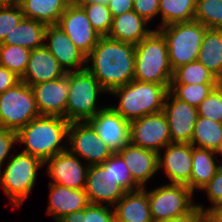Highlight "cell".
Wrapping results in <instances>:
<instances>
[{
  "mask_svg": "<svg viewBox=\"0 0 222 222\" xmlns=\"http://www.w3.org/2000/svg\"><path fill=\"white\" fill-rule=\"evenodd\" d=\"M85 68L109 93L134 79L135 45L101 36L97 45L86 56Z\"/></svg>",
  "mask_w": 222,
  "mask_h": 222,
  "instance_id": "6da1fadb",
  "label": "cell"
},
{
  "mask_svg": "<svg viewBox=\"0 0 222 222\" xmlns=\"http://www.w3.org/2000/svg\"><path fill=\"white\" fill-rule=\"evenodd\" d=\"M69 124L63 117L40 115L17 132V143L25 144L23 152L44 163L67 150V145H61V142L67 140Z\"/></svg>",
  "mask_w": 222,
  "mask_h": 222,
  "instance_id": "7a4b0ae2",
  "label": "cell"
},
{
  "mask_svg": "<svg viewBox=\"0 0 222 222\" xmlns=\"http://www.w3.org/2000/svg\"><path fill=\"white\" fill-rule=\"evenodd\" d=\"M169 89L160 84L132 80L116 87L109 95L119 97L118 106H110L124 119L133 121L143 116L163 111Z\"/></svg>",
  "mask_w": 222,
  "mask_h": 222,
  "instance_id": "3957f363",
  "label": "cell"
},
{
  "mask_svg": "<svg viewBox=\"0 0 222 222\" xmlns=\"http://www.w3.org/2000/svg\"><path fill=\"white\" fill-rule=\"evenodd\" d=\"M172 78L167 43L154 29L135 45L134 80L164 85L169 89Z\"/></svg>",
  "mask_w": 222,
  "mask_h": 222,
  "instance_id": "277c9868",
  "label": "cell"
},
{
  "mask_svg": "<svg viewBox=\"0 0 222 222\" xmlns=\"http://www.w3.org/2000/svg\"><path fill=\"white\" fill-rule=\"evenodd\" d=\"M207 29L195 20L157 28L167 43L169 62L173 71L182 65L197 60Z\"/></svg>",
  "mask_w": 222,
  "mask_h": 222,
  "instance_id": "5b68a950",
  "label": "cell"
},
{
  "mask_svg": "<svg viewBox=\"0 0 222 222\" xmlns=\"http://www.w3.org/2000/svg\"><path fill=\"white\" fill-rule=\"evenodd\" d=\"M69 80V94L66 104V120L72 122L89 121L98 111V95L107 93L99 81L85 68L79 71L66 72Z\"/></svg>",
  "mask_w": 222,
  "mask_h": 222,
  "instance_id": "8992f818",
  "label": "cell"
},
{
  "mask_svg": "<svg viewBox=\"0 0 222 222\" xmlns=\"http://www.w3.org/2000/svg\"><path fill=\"white\" fill-rule=\"evenodd\" d=\"M42 167L44 163L39 158L22 151L9 158L3 173L0 170V185L13 208L22 206L32 192L37 172Z\"/></svg>",
  "mask_w": 222,
  "mask_h": 222,
  "instance_id": "52a82bcc",
  "label": "cell"
},
{
  "mask_svg": "<svg viewBox=\"0 0 222 222\" xmlns=\"http://www.w3.org/2000/svg\"><path fill=\"white\" fill-rule=\"evenodd\" d=\"M40 116L32 89L20 81L0 94V127L18 132Z\"/></svg>",
  "mask_w": 222,
  "mask_h": 222,
  "instance_id": "ba28073f",
  "label": "cell"
},
{
  "mask_svg": "<svg viewBox=\"0 0 222 222\" xmlns=\"http://www.w3.org/2000/svg\"><path fill=\"white\" fill-rule=\"evenodd\" d=\"M194 193L187 185L165 184L147 191L153 222L169 220L189 213L196 204Z\"/></svg>",
  "mask_w": 222,
  "mask_h": 222,
  "instance_id": "9c48e42d",
  "label": "cell"
},
{
  "mask_svg": "<svg viewBox=\"0 0 222 222\" xmlns=\"http://www.w3.org/2000/svg\"><path fill=\"white\" fill-rule=\"evenodd\" d=\"M67 139V150L86 160L88 166L100 165L114 154L88 121L70 123Z\"/></svg>",
  "mask_w": 222,
  "mask_h": 222,
  "instance_id": "30bf717a",
  "label": "cell"
},
{
  "mask_svg": "<svg viewBox=\"0 0 222 222\" xmlns=\"http://www.w3.org/2000/svg\"><path fill=\"white\" fill-rule=\"evenodd\" d=\"M130 143L157 154L172 143L163 111L130 121Z\"/></svg>",
  "mask_w": 222,
  "mask_h": 222,
  "instance_id": "8fae6325",
  "label": "cell"
},
{
  "mask_svg": "<svg viewBox=\"0 0 222 222\" xmlns=\"http://www.w3.org/2000/svg\"><path fill=\"white\" fill-rule=\"evenodd\" d=\"M84 191L90 204L103 205L106 203L109 207H114L124 196L126 191L111 174V157L100 165L88 167Z\"/></svg>",
  "mask_w": 222,
  "mask_h": 222,
  "instance_id": "7c38bea8",
  "label": "cell"
},
{
  "mask_svg": "<svg viewBox=\"0 0 222 222\" xmlns=\"http://www.w3.org/2000/svg\"><path fill=\"white\" fill-rule=\"evenodd\" d=\"M57 25L85 56L93 50L101 37L80 5L69 4Z\"/></svg>",
  "mask_w": 222,
  "mask_h": 222,
  "instance_id": "4fadbf2b",
  "label": "cell"
},
{
  "mask_svg": "<svg viewBox=\"0 0 222 222\" xmlns=\"http://www.w3.org/2000/svg\"><path fill=\"white\" fill-rule=\"evenodd\" d=\"M163 113L167 118L171 142L190 143L199 117L197 108L176 98L168 91Z\"/></svg>",
  "mask_w": 222,
  "mask_h": 222,
  "instance_id": "5bb4252c",
  "label": "cell"
},
{
  "mask_svg": "<svg viewBox=\"0 0 222 222\" xmlns=\"http://www.w3.org/2000/svg\"><path fill=\"white\" fill-rule=\"evenodd\" d=\"M88 122L113 153H118L130 143V121L110 106L98 111Z\"/></svg>",
  "mask_w": 222,
  "mask_h": 222,
  "instance_id": "9a60e30c",
  "label": "cell"
},
{
  "mask_svg": "<svg viewBox=\"0 0 222 222\" xmlns=\"http://www.w3.org/2000/svg\"><path fill=\"white\" fill-rule=\"evenodd\" d=\"M78 156L68 150L60 152L46 160L47 175L52 178L51 183H57L70 189L85 188L88 165L82 164Z\"/></svg>",
  "mask_w": 222,
  "mask_h": 222,
  "instance_id": "2e32d148",
  "label": "cell"
},
{
  "mask_svg": "<svg viewBox=\"0 0 222 222\" xmlns=\"http://www.w3.org/2000/svg\"><path fill=\"white\" fill-rule=\"evenodd\" d=\"M191 143H170L164 148V154L158 153V170L164 169L170 184H183L190 188L192 169Z\"/></svg>",
  "mask_w": 222,
  "mask_h": 222,
  "instance_id": "e0dca14e",
  "label": "cell"
},
{
  "mask_svg": "<svg viewBox=\"0 0 222 222\" xmlns=\"http://www.w3.org/2000/svg\"><path fill=\"white\" fill-rule=\"evenodd\" d=\"M40 115L66 119L69 80L66 74L58 79L30 86Z\"/></svg>",
  "mask_w": 222,
  "mask_h": 222,
  "instance_id": "ac0fdd59",
  "label": "cell"
},
{
  "mask_svg": "<svg viewBox=\"0 0 222 222\" xmlns=\"http://www.w3.org/2000/svg\"><path fill=\"white\" fill-rule=\"evenodd\" d=\"M44 43L46 48L57 59L65 72L83 70L86 67V56L74 45L68 35L58 26H47ZM82 66V67H81ZM81 68V69H80Z\"/></svg>",
  "mask_w": 222,
  "mask_h": 222,
  "instance_id": "d6986e66",
  "label": "cell"
},
{
  "mask_svg": "<svg viewBox=\"0 0 222 222\" xmlns=\"http://www.w3.org/2000/svg\"><path fill=\"white\" fill-rule=\"evenodd\" d=\"M65 74V70L44 45L43 47L31 50L26 71L20 80L32 86L58 79Z\"/></svg>",
  "mask_w": 222,
  "mask_h": 222,
  "instance_id": "ffe728a7",
  "label": "cell"
},
{
  "mask_svg": "<svg viewBox=\"0 0 222 222\" xmlns=\"http://www.w3.org/2000/svg\"><path fill=\"white\" fill-rule=\"evenodd\" d=\"M118 154L123 158L133 180L141 187L158 171V154L129 143Z\"/></svg>",
  "mask_w": 222,
  "mask_h": 222,
  "instance_id": "44dd1931",
  "label": "cell"
},
{
  "mask_svg": "<svg viewBox=\"0 0 222 222\" xmlns=\"http://www.w3.org/2000/svg\"><path fill=\"white\" fill-rule=\"evenodd\" d=\"M49 205L47 213L58 222L65 215L85 209L89 199L84 189L75 190L57 183H49Z\"/></svg>",
  "mask_w": 222,
  "mask_h": 222,
  "instance_id": "7402d4cb",
  "label": "cell"
},
{
  "mask_svg": "<svg viewBox=\"0 0 222 222\" xmlns=\"http://www.w3.org/2000/svg\"><path fill=\"white\" fill-rule=\"evenodd\" d=\"M113 208L116 222H153L146 187L126 192Z\"/></svg>",
  "mask_w": 222,
  "mask_h": 222,
  "instance_id": "603a6c76",
  "label": "cell"
},
{
  "mask_svg": "<svg viewBox=\"0 0 222 222\" xmlns=\"http://www.w3.org/2000/svg\"><path fill=\"white\" fill-rule=\"evenodd\" d=\"M147 22L134 10L118 15L113 18L111 29L107 37L125 43L137 45L153 30L149 29Z\"/></svg>",
  "mask_w": 222,
  "mask_h": 222,
  "instance_id": "cb8c5ba5",
  "label": "cell"
},
{
  "mask_svg": "<svg viewBox=\"0 0 222 222\" xmlns=\"http://www.w3.org/2000/svg\"><path fill=\"white\" fill-rule=\"evenodd\" d=\"M17 3L25 18L46 26L57 25L69 5L68 0H19Z\"/></svg>",
  "mask_w": 222,
  "mask_h": 222,
  "instance_id": "d4e9b609",
  "label": "cell"
},
{
  "mask_svg": "<svg viewBox=\"0 0 222 222\" xmlns=\"http://www.w3.org/2000/svg\"><path fill=\"white\" fill-rule=\"evenodd\" d=\"M46 27L39 21L23 17L0 44L19 45L29 50L43 47Z\"/></svg>",
  "mask_w": 222,
  "mask_h": 222,
  "instance_id": "484cf974",
  "label": "cell"
},
{
  "mask_svg": "<svg viewBox=\"0 0 222 222\" xmlns=\"http://www.w3.org/2000/svg\"><path fill=\"white\" fill-rule=\"evenodd\" d=\"M214 156L218 157L215 151L193 146L190 178L193 193L196 189L201 190L215 176L219 164L215 162Z\"/></svg>",
  "mask_w": 222,
  "mask_h": 222,
  "instance_id": "4316f807",
  "label": "cell"
},
{
  "mask_svg": "<svg viewBox=\"0 0 222 222\" xmlns=\"http://www.w3.org/2000/svg\"><path fill=\"white\" fill-rule=\"evenodd\" d=\"M197 60L217 79L222 74V29H207Z\"/></svg>",
  "mask_w": 222,
  "mask_h": 222,
  "instance_id": "83f0119b",
  "label": "cell"
},
{
  "mask_svg": "<svg viewBox=\"0 0 222 222\" xmlns=\"http://www.w3.org/2000/svg\"><path fill=\"white\" fill-rule=\"evenodd\" d=\"M197 0H159V14L162 17L157 28L194 20Z\"/></svg>",
  "mask_w": 222,
  "mask_h": 222,
  "instance_id": "f1b7e54d",
  "label": "cell"
},
{
  "mask_svg": "<svg viewBox=\"0 0 222 222\" xmlns=\"http://www.w3.org/2000/svg\"><path fill=\"white\" fill-rule=\"evenodd\" d=\"M190 143L216 152L222 144V123L198 117Z\"/></svg>",
  "mask_w": 222,
  "mask_h": 222,
  "instance_id": "f546056e",
  "label": "cell"
},
{
  "mask_svg": "<svg viewBox=\"0 0 222 222\" xmlns=\"http://www.w3.org/2000/svg\"><path fill=\"white\" fill-rule=\"evenodd\" d=\"M171 84H218V79L196 60L176 68Z\"/></svg>",
  "mask_w": 222,
  "mask_h": 222,
  "instance_id": "4dcf8cb0",
  "label": "cell"
},
{
  "mask_svg": "<svg viewBox=\"0 0 222 222\" xmlns=\"http://www.w3.org/2000/svg\"><path fill=\"white\" fill-rule=\"evenodd\" d=\"M31 50L19 45L0 44V66L22 77L26 71Z\"/></svg>",
  "mask_w": 222,
  "mask_h": 222,
  "instance_id": "1f68e13d",
  "label": "cell"
},
{
  "mask_svg": "<svg viewBox=\"0 0 222 222\" xmlns=\"http://www.w3.org/2000/svg\"><path fill=\"white\" fill-rule=\"evenodd\" d=\"M194 20L208 29H222V0H197Z\"/></svg>",
  "mask_w": 222,
  "mask_h": 222,
  "instance_id": "d6a6232c",
  "label": "cell"
},
{
  "mask_svg": "<svg viewBox=\"0 0 222 222\" xmlns=\"http://www.w3.org/2000/svg\"><path fill=\"white\" fill-rule=\"evenodd\" d=\"M217 85L218 84H170L169 91L176 98L197 108Z\"/></svg>",
  "mask_w": 222,
  "mask_h": 222,
  "instance_id": "836d02e7",
  "label": "cell"
},
{
  "mask_svg": "<svg viewBox=\"0 0 222 222\" xmlns=\"http://www.w3.org/2000/svg\"><path fill=\"white\" fill-rule=\"evenodd\" d=\"M80 6L84 9L93 28L101 36H107L113 21L108 6L106 4L88 1L80 4Z\"/></svg>",
  "mask_w": 222,
  "mask_h": 222,
  "instance_id": "e575fe53",
  "label": "cell"
},
{
  "mask_svg": "<svg viewBox=\"0 0 222 222\" xmlns=\"http://www.w3.org/2000/svg\"><path fill=\"white\" fill-rule=\"evenodd\" d=\"M197 110L199 117L222 123V86L218 84L198 105Z\"/></svg>",
  "mask_w": 222,
  "mask_h": 222,
  "instance_id": "d590c367",
  "label": "cell"
},
{
  "mask_svg": "<svg viewBox=\"0 0 222 222\" xmlns=\"http://www.w3.org/2000/svg\"><path fill=\"white\" fill-rule=\"evenodd\" d=\"M23 17L18 3L0 4V43L5 39V36L10 34L13 28L18 25Z\"/></svg>",
  "mask_w": 222,
  "mask_h": 222,
  "instance_id": "8d00e7d4",
  "label": "cell"
},
{
  "mask_svg": "<svg viewBox=\"0 0 222 222\" xmlns=\"http://www.w3.org/2000/svg\"><path fill=\"white\" fill-rule=\"evenodd\" d=\"M111 174L115 181L126 191L138 190L141 187L133 180L123 158L114 153L111 156Z\"/></svg>",
  "mask_w": 222,
  "mask_h": 222,
  "instance_id": "74e56055",
  "label": "cell"
},
{
  "mask_svg": "<svg viewBox=\"0 0 222 222\" xmlns=\"http://www.w3.org/2000/svg\"><path fill=\"white\" fill-rule=\"evenodd\" d=\"M84 222H116L112 207L89 204L84 209Z\"/></svg>",
  "mask_w": 222,
  "mask_h": 222,
  "instance_id": "f35d334b",
  "label": "cell"
},
{
  "mask_svg": "<svg viewBox=\"0 0 222 222\" xmlns=\"http://www.w3.org/2000/svg\"><path fill=\"white\" fill-rule=\"evenodd\" d=\"M201 190L207 193L211 207L222 205V164H219L215 176Z\"/></svg>",
  "mask_w": 222,
  "mask_h": 222,
  "instance_id": "ab89813d",
  "label": "cell"
},
{
  "mask_svg": "<svg viewBox=\"0 0 222 222\" xmlns=\"http://www.w3.org/2000/svg\"><path fill=\"white\" fill-rule=\"evenodd\" d=\"M133 10L150 22L159 14V0H133Z\"/></svg>",
  "mask_w": 222,
  "mask_h": 222,
  "instance_id": "60d3db41",
  "label": "cell"
},
{
  "mask_svg": "<svg viewBox=\"0 0 222 222\" xmlns=\"http://www.w3.org/2000/svg\"><path fill=\"white\" fill-rule=\"evenodd\" d=\"M15 143H17V132L0 127V170L5 159L12 156L9 152Z\"/></svg>",
  "mask_w": 222,
  "mask_h": 222,
  "instance_id": "b9f144b4",
  "label": "cell"
},
{
  "mask_svg": "<svg viewBox=\"0 0 222 222\" xmlns=\"http://www.w3.org/2000/svg\"><path fill=\"white\" fill-rule=\"evenodd\" d=\"M159 222H207V217L204 210L195 206L189 213L185 215L169 220H162Z\"/></svg>",
  "mask_w": 222,
  "mask_h": 222,
  "instance_id": "7bdbcfd3",
  "label": "cell"
},
{
  "mask_svg": "<svg viewBox=\"0 0 222 222\" xmlns=\"http://www.w3.org/2000/svg\"><path fill=\"white\" fill-rule=\"evenodd\" d=\"M20 77L5 67L0 66V94L19 83Z\"/></svg>",
  "mask_w": 222,
  "mask_h": 222,
  "instance_id": "ee69618b",
  "label": "cell"
},
{
  "mask_svg": "<svg viewBox=\"0 0 222 222\" xmlns=\"http://www.w3.org/2000/svg\"><path fill=\"white\" fill-rule=\"evenodd\" d=\"M107 6L114 18L133 10V0H109Z\"/></svg>",
  "mask_w": 222,
  "mask_h": 222,
  "instance_id": "f6af8a7d",
  "label": "cell"
},
{
  "mask_svg": "<svg viewBox=\"0 0 222 222\" xmlns=\"http://www.w3.org/2000/svg\"><path fill=\"white\" fill-rule=\"evenodd\" d=\"M196 206L205 211L207 222H222V205L210 208H204L201 204H196Z\"/></svg>",
  "mask_w": 222,
  "mask_h": 222,
  "instance_id": "bcb514c9",
  "label": "cell"
},
{
  "mask_svg": "<svg viewBox=\"0 0 222 222\" xmlns=\"http://www.w3.org/2000/svg\"><path fill=\"white\" fill-rule=\"evenodd\" d=\"M58 222H84V209L65 215Z\"/></svg>",
  "mask_w": 222,
  "mask_h": 222,
  "instance_id": "7dc6e473",
  "label": "cell"
},
{
  "mask_svg": "<svg viewBox=\"0 0 222 222\" xmlns=\"http://www.w3.org/2000/svg\"><path fill=\"white\" fill-rule=\"evenodd\" d=\"M97 2V3H101V4H108L109 0H68L69 4H74V5H80L84 2Z\"/></svg>",
  "mask_w": 222,
  "mask_h": 222,
  "instance_id": "c3c4849f",
  "label": "cell"
},
{
  "mask_svg": "<svg viewBox=\"0 0 222 222\" xmlns=\"http://www.w3.org/2000/svg\"><path fill=\"white\" fill-rule=\"evenodd\" d=\"M216 154L217 155L221 154V157H222V144L220 145L219 149L216 151ZM220 162H221L220 164H222V160Z\"/></svg>",
  "mask_w": 222,
  "mask_h": 222,
  "instance_id": "681fc988",
  "label": "cell"
},
{
  "mask_svg": "<svg viewBox=\"0 0 222 222\" xmlns=\"http://www.w3.org/2000/svg\"><path fill=\"white\" fill-rule=\"evenodd\" d=\"M13 2V0H0V4L2 3H11Z\"/></svg>",
  "mask_w": 222,
  "mask_h": 222,
  "instance_id": "f907efd6",
  "label": "cell"
},
{
  "mask_svg": "<svg viewBox=\"0 0 222 222\" xmlns=\"http://www.w3.org/2000/svg\"><path fill=\"white\" fill-rule=\"evenodd\" d=\"M218 84L222 86V74L221 77L218 79Z\"/></svg>",
  "mask_w": 222,
  "mask_h": 222,
  "instance_id": "816d5d0a",
  "label": "cell"
}]
</instances>
